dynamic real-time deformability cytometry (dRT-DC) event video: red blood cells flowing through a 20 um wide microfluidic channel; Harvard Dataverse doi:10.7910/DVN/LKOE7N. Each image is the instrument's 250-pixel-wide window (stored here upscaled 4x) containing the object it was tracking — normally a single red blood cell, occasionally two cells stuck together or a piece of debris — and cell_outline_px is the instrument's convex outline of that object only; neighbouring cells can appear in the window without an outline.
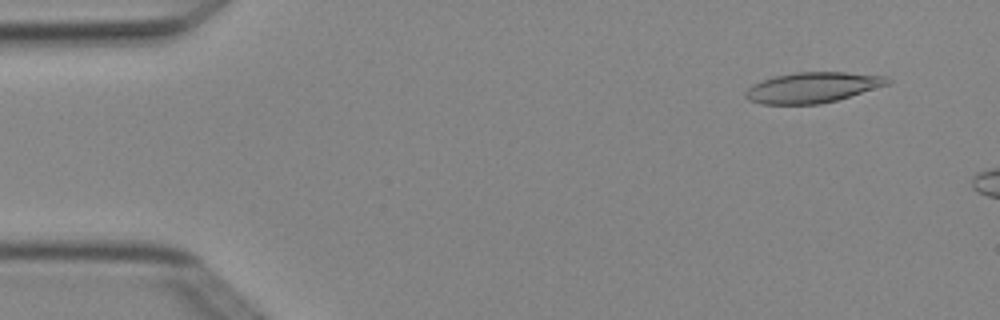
{"species": "Egyptian fruit bat (a non-hibernating species)", "species_latin": "Rousettus aegyptiacus", "temperature_condition": "cold", "stored_images_in_passage": 3, "camera_frame_rate_fps": 3000, "um_per_image_px": 0.085, "animal": {"sex": "female"}, "frame": {"image": 1, "passage_image": 1, "time_ms": 0.0, "image_size_px": [1000, 320], "cell_outline_px": [[892, 80], [888, 84], [836, 100], [820, 104], [760, 104], [748, 100], [744, 96], [744, 92], [752, 84], [776, 76], [796, 72], [844, 72], [884, 76]], "centroid_in_image_um": [69.02, 7.44], "position_along_channel_um": 16.0, "area_um2": 24.97}}